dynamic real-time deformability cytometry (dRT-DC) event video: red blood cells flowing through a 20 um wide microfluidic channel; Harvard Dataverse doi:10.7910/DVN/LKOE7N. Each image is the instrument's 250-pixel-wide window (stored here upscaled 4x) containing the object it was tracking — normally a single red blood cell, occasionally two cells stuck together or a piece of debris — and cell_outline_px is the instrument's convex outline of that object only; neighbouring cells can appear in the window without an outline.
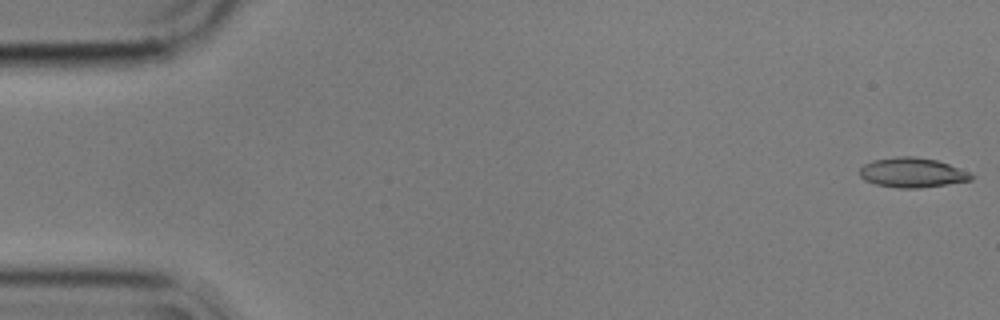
{"species": "common noctule bat (a hibernating species)", "species_latin": "Nyctalus noctula", "temperature_condition": "cold", "stored_images_in_passage": 56, "camera_frame_rate_fps": 3000, "um_per_image_px": 0.085, "animal": {"sex": "male", "body_mass_g": 17.9}, "frame": {"image": 1, "passage_image": 1, "time_ms": 0.0, "image_size_px": [1000, 320], "cell_outline_px": [[976, 176], [972, 180], [920, 188], [896, 188], [876, 184], [864, 180], [860, 176], [860, 168], [864, 164], [872, 160], [900, 156], [912, 156], [936, 160], [948, 164], [968, 172]], "centroid_in_image_um": [77.52, 14.67], "position_along_channel_um": 7.5, "area_um2": 19.25}}
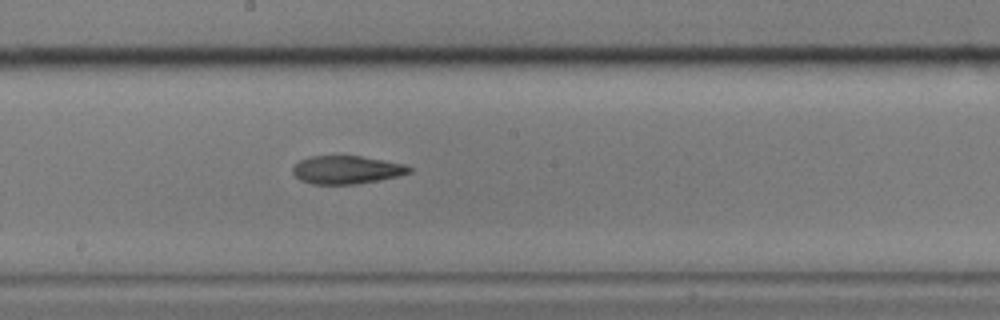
{"frame": {"image": 2, "passage_image": 30, "time_ms": 9.667, "image_size_px": [1000, 320], "cell_outline_px": [[412, 172], [396, 176], [356, 184], [312, 184], [300, 180], [292, 172], [292, 168], [300, 160], [308, 156], [360, 156], [384, 160], [404, 164], [412, 168]], "centroid_in_image_um": [29.44, 14.43], "position_along_channel_um": 218.8, "area_um2": 18.96}}
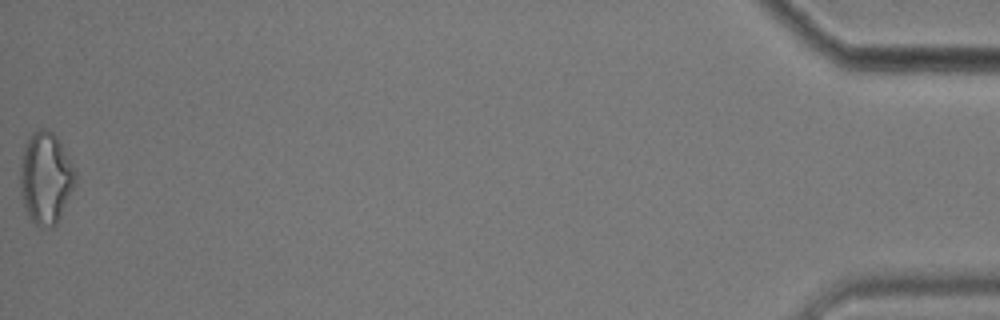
{"frame": {"image": 3, "passage_image": 56, "time_ms": 18.333, "image_size_px": [1000, 320], "cell_outline_px": [[76, 184], [56, 224], [52, 228], [48, 228], [36, 224], [28, 216], [20, 192], [20, 156], [24, 144], [32, 132], [40, 128], [48, 128], [56, 136], [76, 168]], "centroid_in_image_um": [3.88, 15.09], "position_along_channel_um": 431.3, "area_um2": 29.88}, "authors_computed_cell_mechanics": {"area_um2": 19.941, "velocity_mm_per_s": 3.5789, "shape_relaxation_time_tau1_ms": null, "shape_relaxation_time_tau2_ms": 4.3009, "deformation_change_tau1": null, "deformation_change_tau2": 0.129}}